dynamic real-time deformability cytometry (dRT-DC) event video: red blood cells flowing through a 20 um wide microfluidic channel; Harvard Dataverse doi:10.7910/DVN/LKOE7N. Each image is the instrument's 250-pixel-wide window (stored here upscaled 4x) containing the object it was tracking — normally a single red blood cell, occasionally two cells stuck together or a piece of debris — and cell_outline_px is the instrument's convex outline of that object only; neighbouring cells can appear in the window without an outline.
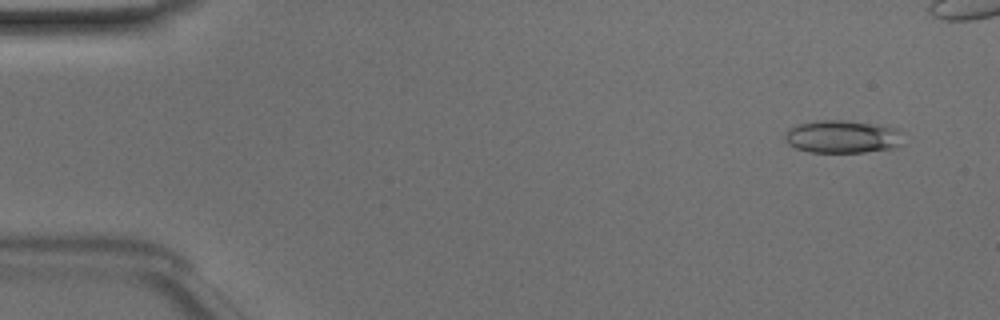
{"species": "Egyptian fruit bat (a non-hibernating species)", "species_latin": "Rousettus aegyptiacus", "temperature_condition": "room temperature", "stored_images_in_passage": 43, "camera_frame_rate_fps": 3000, "um_per_image_px": 0.085, "animal": {"sex": "male"}, "frame": {"image": 1, "passage_image": 3, "time_ms": 0.667, "image_size_px": [1000, 320], "cell_outline_px": [[904, 132], [900, 144], [896, 148], [864, 152], [808, 152], [796, 148], [788, 144], [784, 140], [784, 136], [788, 128], [796, 124], [816, 120], [844, 120], [896, 128]], "centroid_in_image_um": [71.58, 11.62], "position_along_channel_um": 13.4, "area_um2": 22.83}}
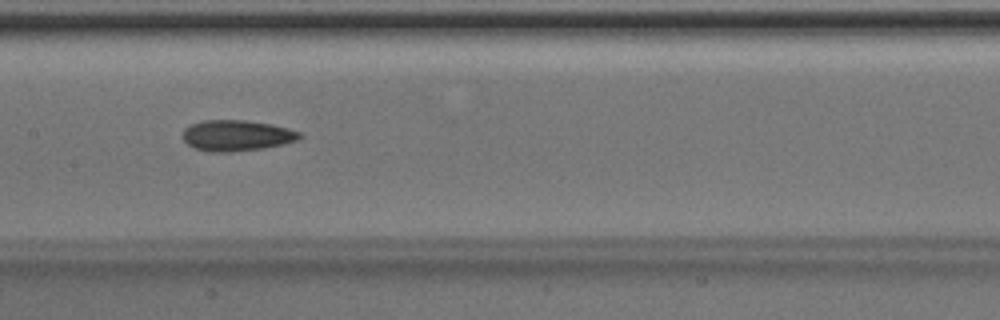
{"frame": {"image": 2, "passage_image": 24, "time_ms": 7.667, "image_size_px": [1000, 320], "cell_outline_px": [[304, 136], [296, 140], [284, 144], [264, 148], [228, 152], [212, 152], [196, 148], [188, 144], [184, 140], [184, 128], [188, 124], [200, 120], [244, 120], [272, 124], [288, 128], [300, 132]], "centroid_in_image_um": [20.12, 11.5], "position_along_channel_um": 187.3, "area_um2": 21.1}}
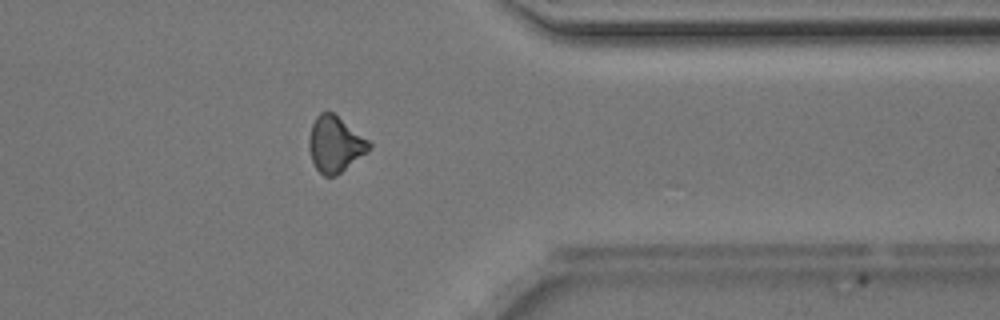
{"frame": {"image": 3, "passage_image": 39, "time_ms": 12.667, "image_size_px": [1000, 320], "cell_outline_px": [[372, 148], [336, 176], [324, 176], [316, 168], [312, 160], [308, 148], [308, 140], [312, 124], [316, 116], [320, 112], [332, 112], [368, 140], [372, 144]], "centroid_in_image_um": [28.47, 12.27], "position_along_channel_um": 382.9, "area_um2": 19.36}}